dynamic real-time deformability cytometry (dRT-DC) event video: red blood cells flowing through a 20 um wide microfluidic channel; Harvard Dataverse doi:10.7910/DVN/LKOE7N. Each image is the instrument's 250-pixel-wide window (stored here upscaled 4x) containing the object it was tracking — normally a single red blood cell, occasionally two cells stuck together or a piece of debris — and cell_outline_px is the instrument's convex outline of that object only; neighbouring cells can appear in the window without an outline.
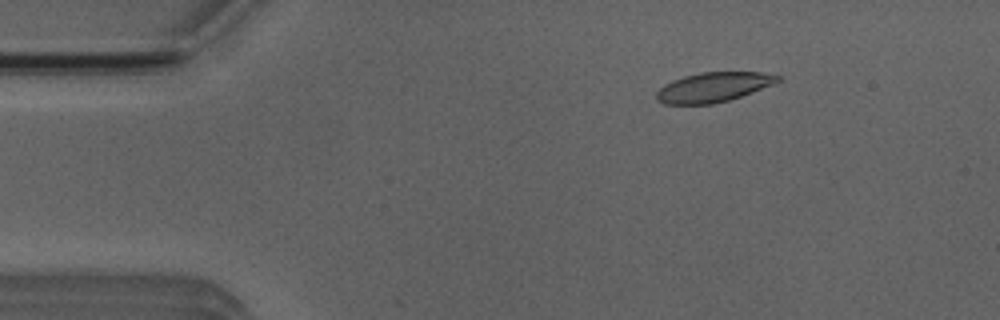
{"species": "Egyptian fruit bat (a non-hibernating species)", "species_latin": "Rousettus aegyptiacus", "temperature_condition": "room temperature", "stored_images_in_passage": 3, "camera_frame_rate_fps": 3000, "um_per_image_px": 0.085, "animal": {"sex": "male"}, "frame": {"image": 1, "passage_image": 1, "time_ms": 0.0, "image_size_px": [1000, 320], "cell_outline_px": [[780, 80], [772, 84], [752, 92], [728, 100], [712, 104], [664, 104], [656, 100], [656, 92], [664, 84], [672, 80], [684, 76], [700, 72], [760, 72], [780, 76]], "centroid_in_image_um": [60.58, 7.41], "position_along_channel_um": 24.4, "area_um2": 20.81}}
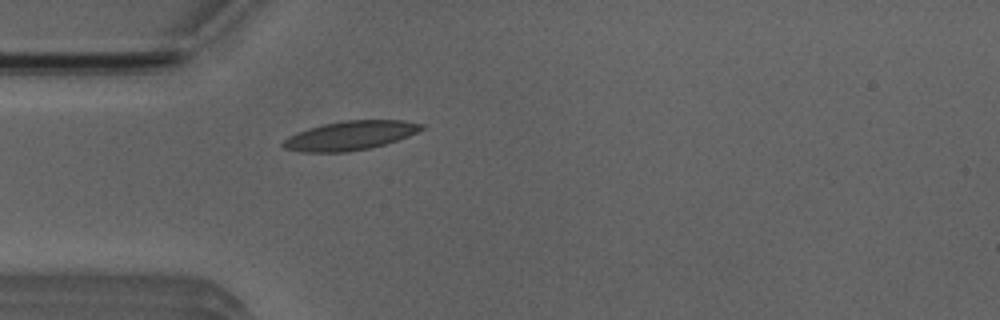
{"frame": {"image": 2, "passage_image": 3, "time_ms": 2.333, "image_size_px": [1000, 320], "cell_outline_px": [[424, 128], [408, 136], [372, 148], [348, 152], [304, 152], [284, 148], [280, 144], [288, 136], [308, 128], [324, 124], [344, 120], [404, 120], [424, 124]], "centroid_in_image_um": [29.76, 11.52], "position_along_channel_um": 55.2, "area_um2": 23.41}}